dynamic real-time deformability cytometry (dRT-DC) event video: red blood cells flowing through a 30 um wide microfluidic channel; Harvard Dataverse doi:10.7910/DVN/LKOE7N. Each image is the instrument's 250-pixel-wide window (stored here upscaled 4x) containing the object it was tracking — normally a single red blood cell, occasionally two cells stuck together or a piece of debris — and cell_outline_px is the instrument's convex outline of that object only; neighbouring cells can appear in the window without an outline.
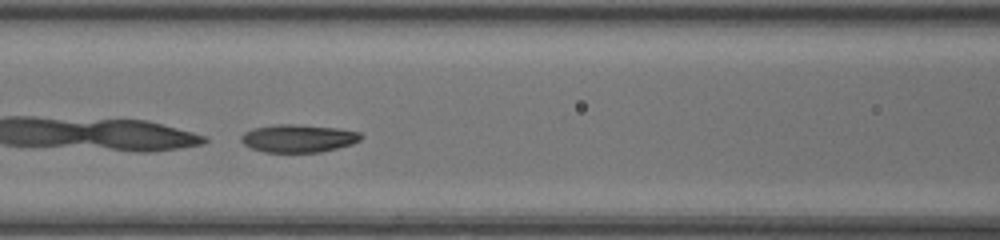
{"species": "common noctule bat (a hibernating species)", "species_latin": "Nyctalus noctula", "temperature_condition": "room temperature", "stored_images_in_passage": 37, "camera_frame_rate_fps": 3000, "um_per_image_px": 0.085, "animal": {"sex": "female", "body_mass_g": 20.0, "forearm_length_mm": 54.0}, "frame": {"image": 1, "passage_image": 15, "time_ms": 4.667, "image_size_px": [1000, 240], "cell_outline_px": [[364, 136], [360, 140], [352, 144], [320, 152], [264, 152], [252, 148], [244, 144], [240, 140], [240, 136], [244, 132], [252, 128], [276, 124], [292, 124], [336, 128], [360, 132]], "centroid_in_image_um": [25.34, 11.75], "position_along_channel_um": 141.3, "area_um2": 19.42}}
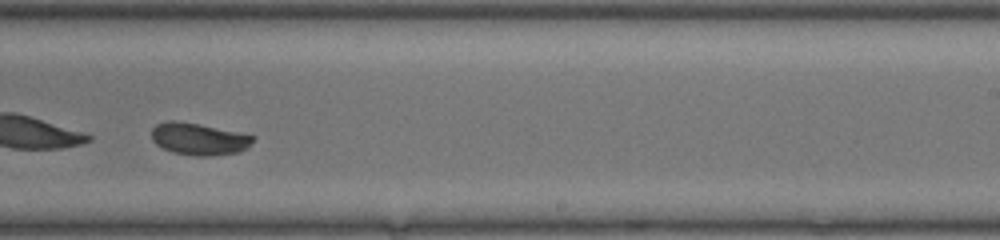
{"frame": {"image": 2, "passage_image": 24, "time_ms": 7.667, "image_size_px": [1000, 240], "cell_outline_px": [[256, 136], [248, 148], [240, 152], [208, 156], [196, 156], [172, 152], [156, 144], [152, 140], [152, 128], [156, 124], [168, 120], [176, 120], [200, 124]], "centroid_in_image_um": [16.9, 11.81], "position_along_channel_um": 272.1, "area_um2": 19.02}}
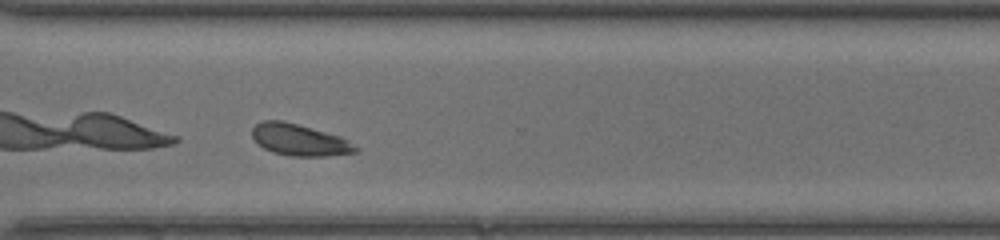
{"frame": {"image": 3, "passage_image": 29, "time_ms": 9.333, "image_size_px": [1000, 240], "cell_outline_px": [[360, 148], [356, 152], [324, 156], [288, 156], [272, 152], [264, 148], [252, 136], [252, 128], [256, 124], [264, 120], [280, 120], [296, 124], [340, 136]], "centroid_in_image_um": [25.45, 11.9], "position_along_channel_um": 345.2, "area_um2": 18.79}, "authors_computed_cell_mechanics": {"area_um2": 19.363, "velocity_mm_per_s": 4.3705, "shape_relaxation_time_tau1_ms": 0.9417, "shape_relaxation_time_tau2_ms": 1.5209, "deformation_change_tau1": 0.321, "deformation_change_tau2": 0.0629}}